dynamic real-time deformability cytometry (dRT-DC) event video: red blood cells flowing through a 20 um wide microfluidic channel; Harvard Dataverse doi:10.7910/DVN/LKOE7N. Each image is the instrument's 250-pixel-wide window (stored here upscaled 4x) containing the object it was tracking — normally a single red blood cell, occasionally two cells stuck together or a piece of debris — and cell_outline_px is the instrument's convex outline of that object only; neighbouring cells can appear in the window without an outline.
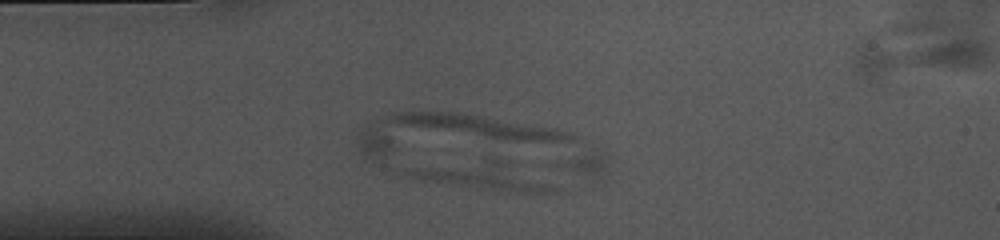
{"species": "common noctule bat (a hibernating species)", "species_latin": "Nyctalus noctula", "temperature_condition": "cold", "stored_images_in_passage": 2, "camera_frame_rate_fps": 3000, "um_per_image_px": 0.085, "animal": {"sex": "female", "body_mass_g": 10.0, "forearm_length_mm": 53.1}, "frame": {"image": 1, "passage_image": 1, "time_ms": 0.0, "image_size_px": [1000, 240], "cell_outline_px": [[556, 192], [508, 192], [420, 180], [400, 172], [396, 168], [484, 156], [504, 156], [512, 160], [556, 188]], "centroid_in_image_um": [40.9, 14.84], "position_along_channel_um": 44.1, "area_um2": 25.2}}